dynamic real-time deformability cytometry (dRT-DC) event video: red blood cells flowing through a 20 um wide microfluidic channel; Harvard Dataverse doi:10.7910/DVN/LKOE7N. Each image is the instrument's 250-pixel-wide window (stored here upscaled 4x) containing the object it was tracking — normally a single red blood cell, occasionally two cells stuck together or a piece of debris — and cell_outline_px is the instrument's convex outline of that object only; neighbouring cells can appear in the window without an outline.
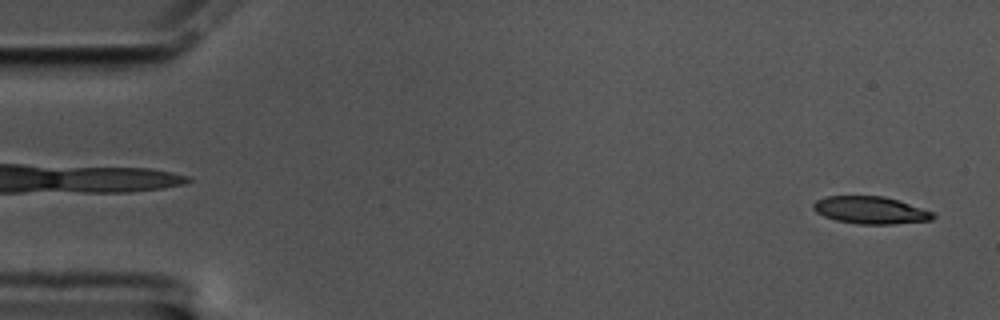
{"species": "common noctule bat (a hibernating species)", "species_latin": "Nyctalus noctula", "temperature_condition": "cold", "stored_images_in_passage": 58, "camera_frame_rate_fps": 3000, "um_per_image_px": 0.085, "animal": {"sex": "male", "body_mass_g": 17.5, "forearm_length_mm": 52.3}, "frame": {"image": 1, "passage_image": 2, "time_ms": 0.333, "image_size_px": [1000, 320], "cell_outline_px": [[936, 216], [932, 220], [892, 224], [856, 224], [836, 220], [824, 216], [816, 212], [812, 208], [812, 204], [816, 200], [828, 196], [884, 196], [932, 212]], "centroid_in_image_um": [73.95, 17.87], "position_along_channel_um": 11.1, "area_um2": 18.9}}
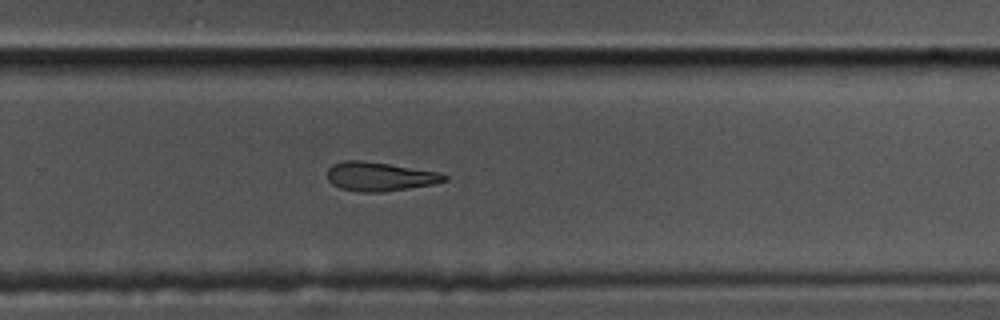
{"frame": {"image": 2, "passage_image": 38, "time_ms": 12.333, "image_size_px": [1000, 320], "cell_outline_px": [[448, 180], [432, 184], [408, 188], [380, 192], [360, 192], [340, 188], [332, 184], [328, 180], [328, 168], [332, 164], [344, 160], [364, 160], [440, 172], [448, 176]], "centroid_in_image_um": [32.26, 14.99], "position_along_channel_um": 297.5, "area_um2": 19.77}}
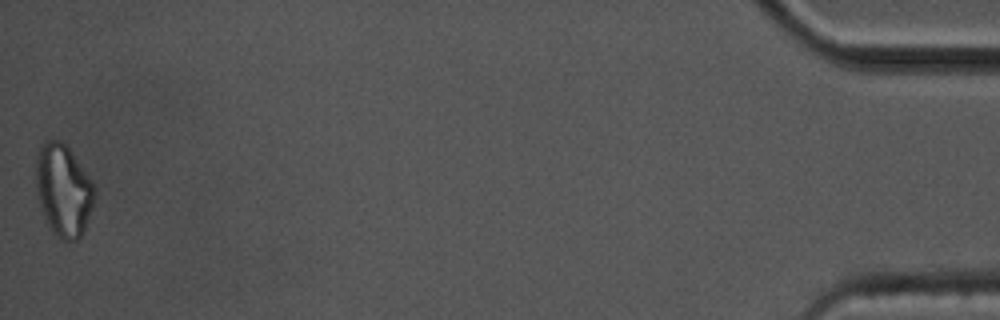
{"frame": {"image": 3, "passage_image": 58, "time_ms": 19.0, "image_size_px": [1000, 320], "cell_outline_px": [[96, 196], [92, 208], [84, 228], [80, 236], [76, 240], [64, 240], [52, 232], [40, 208], [36, 196], [36, 156], [40, 144], [44, 140], [60, 140], [72, 152], [96, 188]], "centroid_in_image_um": [5.37, 16.15], "position_along_channel_um": 429.8, "area_um2": 31.44}}